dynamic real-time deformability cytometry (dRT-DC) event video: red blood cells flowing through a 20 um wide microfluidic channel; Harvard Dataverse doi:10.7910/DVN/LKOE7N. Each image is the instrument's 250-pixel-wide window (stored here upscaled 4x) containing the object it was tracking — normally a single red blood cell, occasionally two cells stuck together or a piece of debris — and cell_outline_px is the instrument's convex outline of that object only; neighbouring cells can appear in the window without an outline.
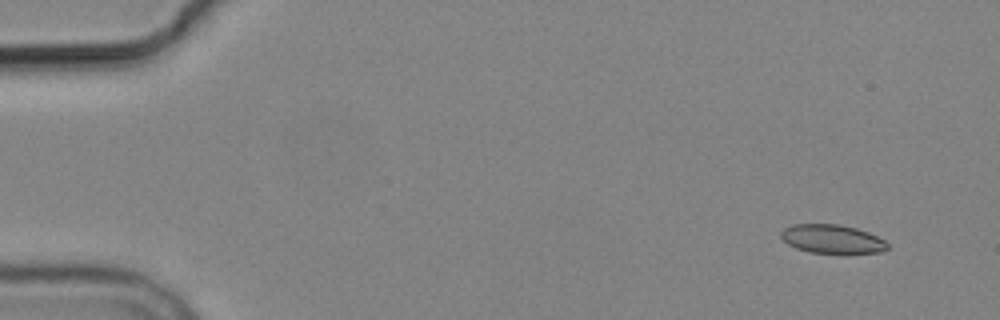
{"species": "common noctule bat (a hibernating species)", "species_latin": "Nyctalus noctula", "temperature_condition": "cold", "stored_images_in_passage": 2, "camera_frame_rate_fps": 3000, "um_per_image_px": 0.085, "animal": {"sex": "male", "body_mass_g": 19.2, "forearm_length_mm": 51.8}, "frame": {"image": 1, "passage_image": 1, "time_ms": 0.0, "image_size_px": [1000, 320], "cell_outline_px": [[888, 248], [880, 252], [808, 252], [796, 248], [788, 244], [780, 236], [780, 232], [784, 228], [792, 224], [840, 224], [856, 228], [868, 232], [884, 240], [888, 244]], "centroid_in_image_um": [70.69, 20.29], "position_along_channel_um": 14.3, "area_um2": 17.57}}